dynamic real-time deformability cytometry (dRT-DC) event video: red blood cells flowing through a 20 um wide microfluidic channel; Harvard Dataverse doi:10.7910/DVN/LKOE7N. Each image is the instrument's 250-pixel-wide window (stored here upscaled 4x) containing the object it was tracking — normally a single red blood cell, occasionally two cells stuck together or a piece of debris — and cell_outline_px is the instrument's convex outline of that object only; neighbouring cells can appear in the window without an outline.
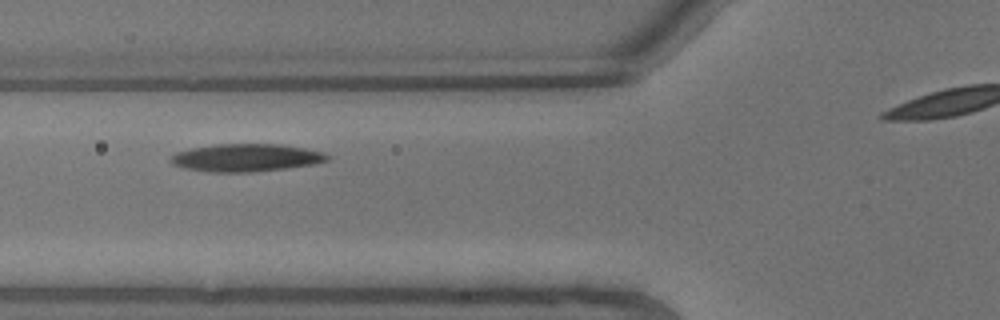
{"species": "common noctule bat (a hibernating species)", "species_latin": "Nyctalus noctula", "temperature_condition": "warm", "stored_images_in_passage": 4, "camera_frame_rate_fps": 3000, "um_per_image_px": 0.085, "animal": {"sex": "male", "body_mass_g": 13.3}, "frame": {"image": 1, "passage_image": 3, "time_ms": 0.667, "image_size_px": [1000, 320], "cell_outline_px": [[332, 156], [328, 160], [312, 164], [284, 168], [252, 172], [208, 172], [184, 168], [172, 164], [168, 160], [176, 152], [192, 148], [216, 144], [280, 144], [304, 148], [324, 152]], "centroid_in_image_um": [20.9, 13.4], "position_along_channel_um": 104.9, "area_um2": 25.26}}
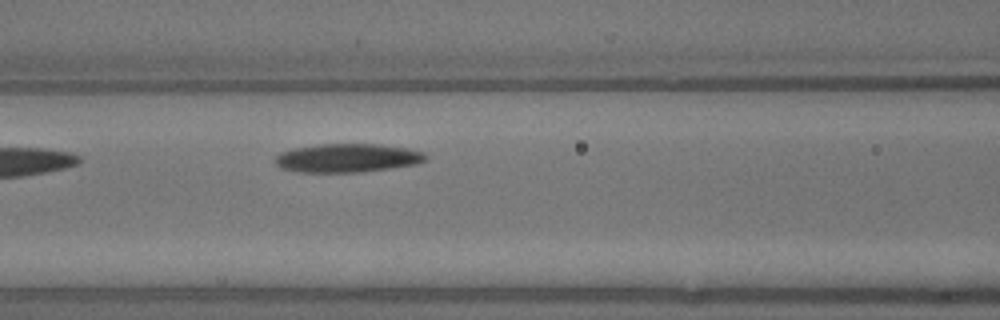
{"frame": {"image": 2, "passage_image": 4, "time_ms": 1.0, "image_size_px": [1000, 320], "cell_outline_px": [[428, 160], [416, 164], [360, 172], [296, 172], [280, 168], [272, 160], [280, 152], [296, 148], [320, 144], [376, 144], [408, 148], [424, 152], [428, 156]], "centroid_in_image_um": [29.52, 13.43], "position_along_channel_um": 137.1, "area_um2": 25.2}}